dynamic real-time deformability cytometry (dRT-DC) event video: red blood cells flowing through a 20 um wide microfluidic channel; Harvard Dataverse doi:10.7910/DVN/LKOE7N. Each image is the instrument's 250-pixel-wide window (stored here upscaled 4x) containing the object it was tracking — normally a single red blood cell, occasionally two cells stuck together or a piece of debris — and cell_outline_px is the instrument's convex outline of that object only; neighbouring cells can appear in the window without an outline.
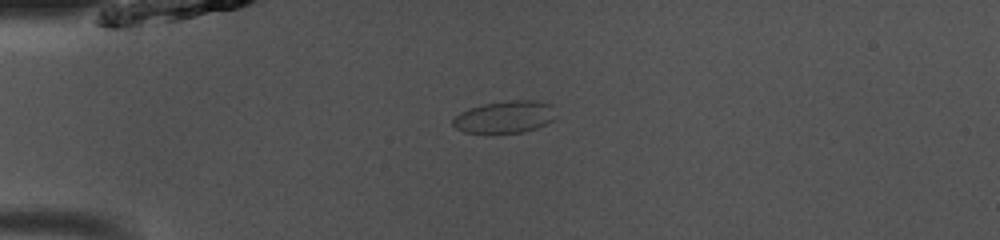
{"species": "common noctule bat (a hibernating species)", "species_latin": "Nyctalus noctula", "temperature_condition": "room temperature", "stored_images_in_passage": 38, "camera_frame_rate_fps": 3000, "um_per_image_px": 0.085, "animal": {"sex": "male", "body_mass_g": 13.0, "forearm_length_mm": 53.1}, "frame": {"image": 1, "passage_image": 1, "time_ms": 0.0, "image_size_px": [1000, 240], "cell_outline_px": [[556, 116], [552, 120], [536, 128], [524, 132], [464, 132], [456, 128], [452, 124], [452, 120], [460, 112], [484, 104], [508, 100], [536, 100], [552, 104]], "centroid_in_image_um": [42.94, 9.92], "position_along_channel_um": 42.1, "area_um2": 19.07}}
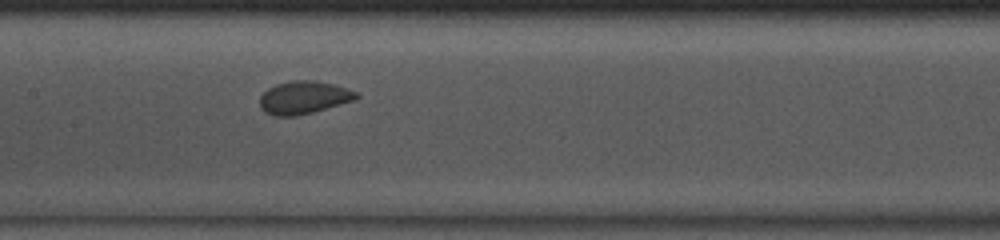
{"frame": {"image": 2, "passage_image": 13, "time_ms": 4.0, "image_size_px": [1000, 240], "cell_outline_px": [[360, 96], [352, 100], [312, 112], [296, 116], [276, 116], [264, 112], [260, 108], [260, 96], [268, 88], [276, 84], [292, 80], [312, 80], [336, 84], [356, 92]], "centroid_in_image_um": [25.78, 8.28], "position_along_channel_um": 181.6, "area_um2": 18.32}}
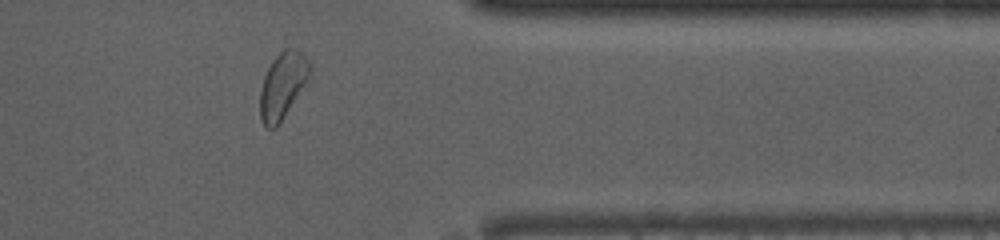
{"frame": {"image": 3, "passage_image": 29, "time_ms": 9.333, "image_size_px": [1000, 240], "cell_outline_px": [[312, 72], [308, 80], [280, 124], [276, 128], [268, 128], [260, 120], [260, 92], [264, 76], [272, 60], [284, 48], [292, 48], [300, 52], [312, 64]], "centroid_in_image_um": [24.04, 7.27], "position_along_channel_um": 387.4, "area_um2": 19.31}, "authors_computed_cell_mechanics": {"area_um2": 18.3515, "velocity_mm_per_s": 4.0466, "shape_relaxation_time_tau1_ms": 2.8009, "shape_relaxation_time_tau2_ms": null, "deformation_change_tau1": 0.0867, "deformation_change_tau2": null}}